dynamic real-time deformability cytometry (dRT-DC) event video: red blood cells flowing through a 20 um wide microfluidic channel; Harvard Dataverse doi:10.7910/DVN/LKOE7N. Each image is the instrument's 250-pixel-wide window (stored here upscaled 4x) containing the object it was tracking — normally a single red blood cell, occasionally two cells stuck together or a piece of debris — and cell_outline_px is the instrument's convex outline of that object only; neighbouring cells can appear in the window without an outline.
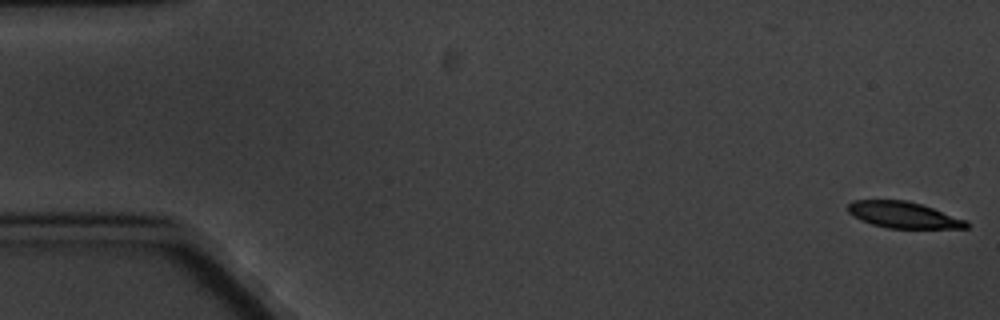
{"species": "common noctule bat (a hibernating species)", "species_latin": "Nyctalus noctula", "temperature_condition": "cold", "stored_images_in_passage": 7, "camera_frame_rate_fps": 3000, "um_per_image_px": 0.085, "animal": {"sex": "male", "body_mass_g": 20.1, "forearm_length_mm": 53.5}, "frame": {"image": 1, "passage_image": 1, "time_ms": 0.0, "image_size_px": [1000, 320], "cell_outline_px": [[968, 228], [888, 228], [872, 224], [860, 220], [848, 212], [848, 204], [852, 200], [908, 200], [968, 220]], "centroid_in_image_um": [76.79, 18.26], "position_along_channel_um": 8.2, "area_um2": 18.09}}
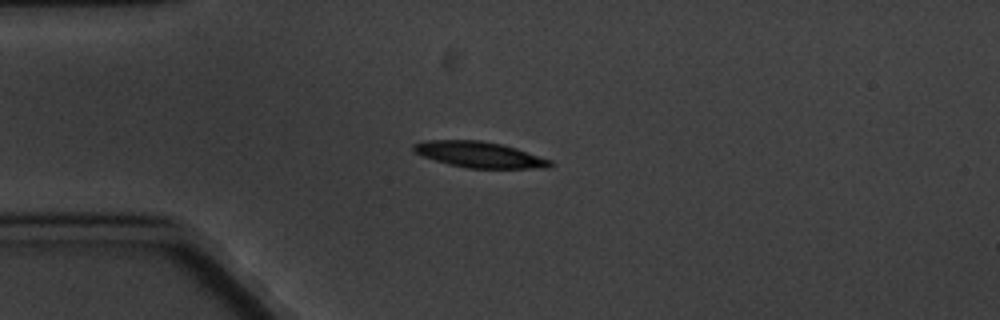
{"frame": {"image": 2, "passage_image": 5, "time_ms": 4.667, "image_size_px": [1000, 320], "cell_outline_px": [[556, 164], [548, 168], [468, 168], [448, 164], [424, 156], [416, 152], [412, 148], [412, 144], [428, 140], [480, 140], [500, 144], [516, 148], [552, 160]], "centroid_in_image_um": [40.8, 13.14], "position_along_channel_um": 44.2, "area_um2": 20.52}}